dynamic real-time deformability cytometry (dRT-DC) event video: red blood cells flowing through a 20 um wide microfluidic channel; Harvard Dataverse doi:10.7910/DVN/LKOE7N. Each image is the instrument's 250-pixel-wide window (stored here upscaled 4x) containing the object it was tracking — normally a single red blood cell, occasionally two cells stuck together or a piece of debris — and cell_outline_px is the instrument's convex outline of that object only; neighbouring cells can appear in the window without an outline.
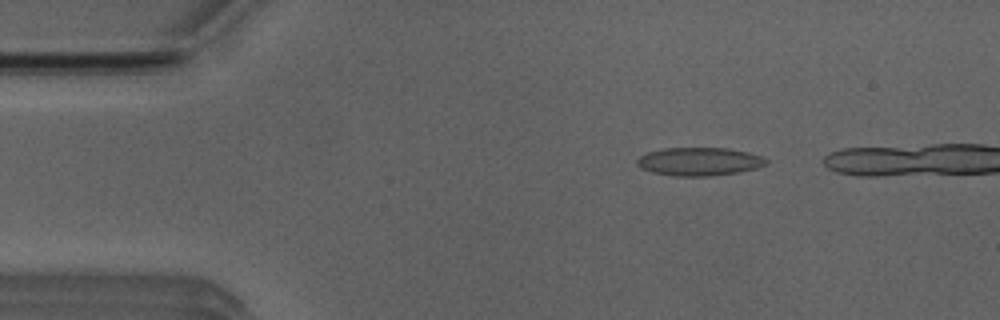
{"species": "Egyptian fruit bat (a non-hibernating species)", "species_latin": "Rousettus aegyptiacus", "temperature_condition": "room temperature", "stored_images_in_passage": 41, "camera_frame_rate_fps": 3000, "um_per_image_px": 0.085, "animal": {"sex": "male"}, "frame": {"image": 1, "passage_image": 7, "time_ms": 2.0, "image_size_px": [1000, 320], "cell_outline_px": [[768, 164], [756, 168], [740, 172], [712, 176], [672, 176], [652, 172], [640, 168], [636, 164], [636, 160], [640, 156], [648, 152], [664, 148], [728, 148], [748, 152], [760, 156], [768, 160]], "centroid_in_image_um": [59.43, 13.74], "position_along_channel_um": 25.6, "area_um2": 21.39}}
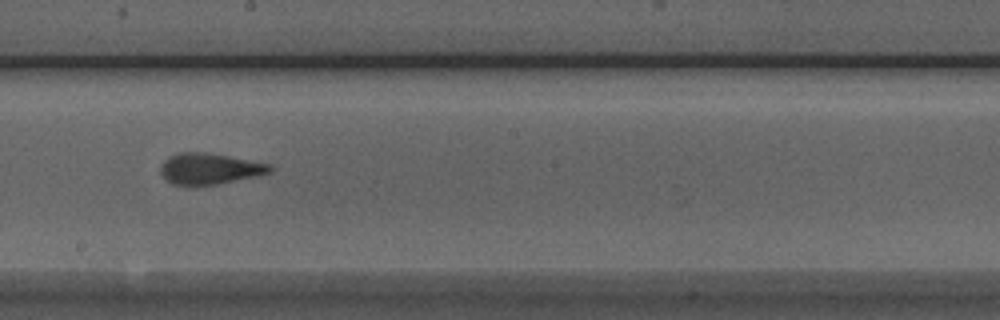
{"frame": {"image": 2, "passage_image": 27, "time_ms": 8.667, "image_size_px": [1000, 320], "cell_outline_px": [[272, 172], [256, 176], [216, 184], [172, 184], [164, 180], [160, 172], [160, 168], [164, 160], [168, 156], [180, 152], [204, 152], [228, 156], [272, 164]], "centroid_in_image_um": [17.79, 14.33], "position_along_channel_um": 230.4, "area_um2": 19.65}}
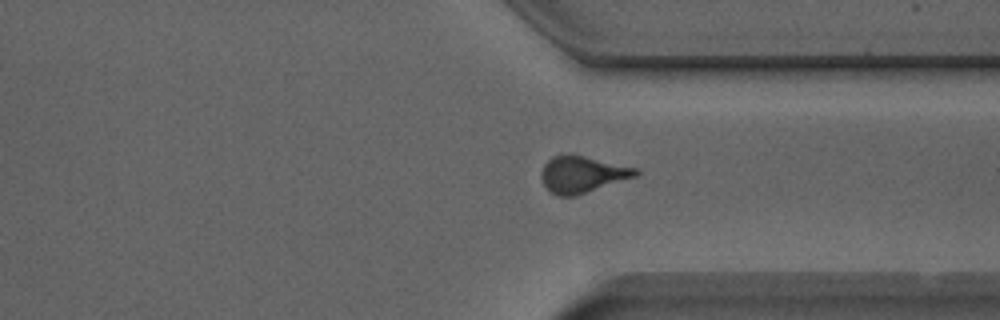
{"frame": {"image": 3, "passage_image": 37, "time_ms": 12.0, "image_size_px": [1000, 320], "cell_outline_px": [[640, 172], [636, 176], [576, 196], [556, 196], [544, 184], [540, 176], [544, 164], [552, 156], [584, 156], [640, 168]], "centroid_in_image_um": [49.53, 14.83], "position_along_channel_um": 361.9, "area_um2": 19.88}}